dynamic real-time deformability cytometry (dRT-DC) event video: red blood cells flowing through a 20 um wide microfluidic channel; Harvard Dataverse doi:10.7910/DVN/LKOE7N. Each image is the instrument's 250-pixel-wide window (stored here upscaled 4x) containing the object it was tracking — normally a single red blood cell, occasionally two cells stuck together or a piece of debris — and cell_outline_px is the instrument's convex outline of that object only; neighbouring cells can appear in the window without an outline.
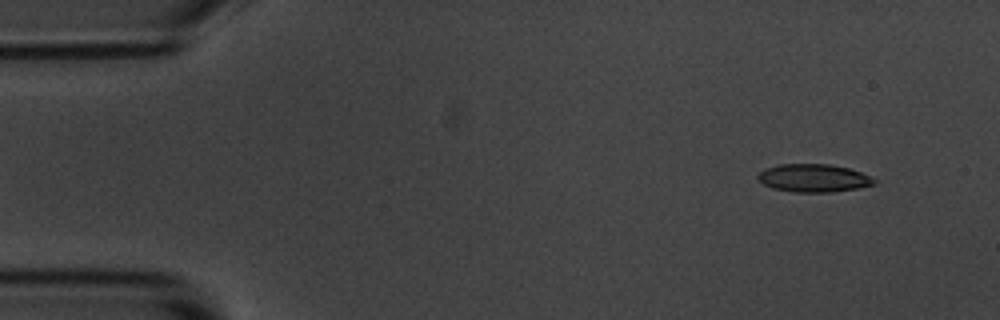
{"species": "common noctule bat (a hibernating species)", "species_latin": "Nyctalus noctula", "temperature_condition": "room temperature", "stored_images_in_passage": 5, "camera_frame_rate_fps": 3000, "um_per_image_px": 0.085, "animal": {"sex": "male", "body_mass_g": 20.1, "forearm_length_mm": 53.5}, "frame": {"image": 1, "passage_image": 2, "time_ms": 1.0, "image_size_px": [1000, 320], "cell_outline_px": [[880, 180], [876, 184], [856, 188], [832, 192], [792, 192], [772, 188], [756, 180], [756, 176], [764, 168], [780, 164], [828, 164], [848, 168], [872, 176]], "centroid_in_image_um": [69.16, 15.13], "position_along_channel_um": 15.8, "area_um2": 19.19}}
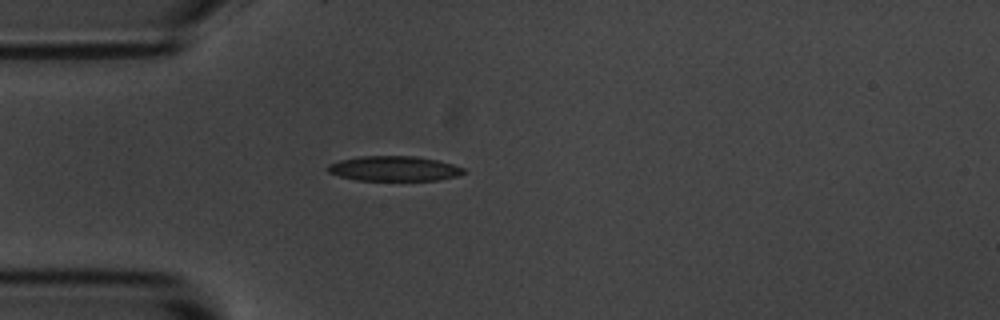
{"frame": {"image": 2, "passage_image": 5, "time_ms": 4.333, "image_size_px": [1000, 320], "cell_outline_px": [[468, 172], [456, 176], [436, 180], [356, 180], [340, 176], [328, 172], [328, 164], [340, 160], [360, 156], [416, 156], [436, 160], [452, 164], [464, 168]], "centroid_in_image_um": [33.5, 14.32], "position_along_channel_um": 51.5, "area_um2": 19.65}}